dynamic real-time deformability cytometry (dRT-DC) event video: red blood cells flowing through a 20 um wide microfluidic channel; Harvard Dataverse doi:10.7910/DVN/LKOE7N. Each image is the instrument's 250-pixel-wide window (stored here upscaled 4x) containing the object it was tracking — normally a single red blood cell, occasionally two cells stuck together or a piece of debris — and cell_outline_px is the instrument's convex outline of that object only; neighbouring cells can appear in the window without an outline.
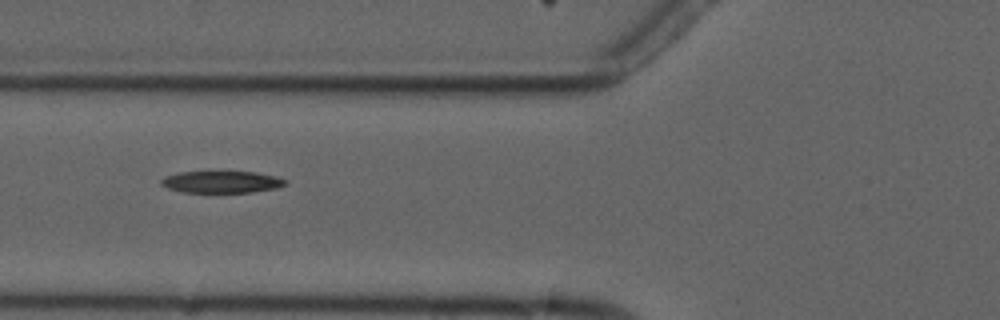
{"species": "common noctule bat (a hibernating species)", "species_latin": "Nyctalus noctula", "temperature_condition": "cold", "stored_images_in_passage": 7, "camera_frame_rate_fps": 3000, "um_per_image_px": 0.085, "animal": {"sex": "male", "forearm_length_mm": 52.5}, "frame": {"image": 1, "passage_image": 5, "time_ms": 5.667, "image_size_px": [1000, 320], "cell_outline_px": [[288, 184], [276, 188], [252, 192], [184, 192], [168, 188], [160, 184], [160, 180], [164, 176], [180, 172], [256, 172], [276, 176], [288, 180]], "centroid_in_image_um": [18.86, 15.46], "position_along_channel_um": 106.9, "area_um2": 15.84}}
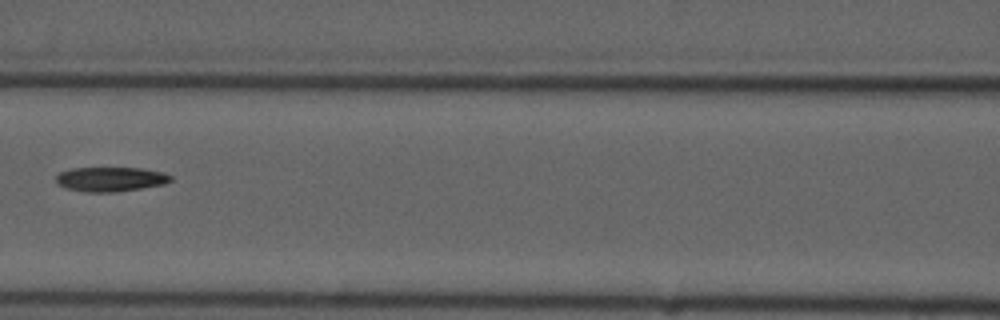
{"frame": {"image": 2, "passage_image": 6, "time_ms": 7.0, "image_size_px": [1000, 320], "cell_outline_px": [[172, 180], [164, 184], [116, 192], [84, 192], [64, 188], [56, 180], [56, 176], [60, 172], [72, 168], [140, 168], [164, 172], [172, 176]], "centroid_in_image_um": [9.4, 15.23], "position_along_channel_um": 157.2, "area_um2": 16.36}}
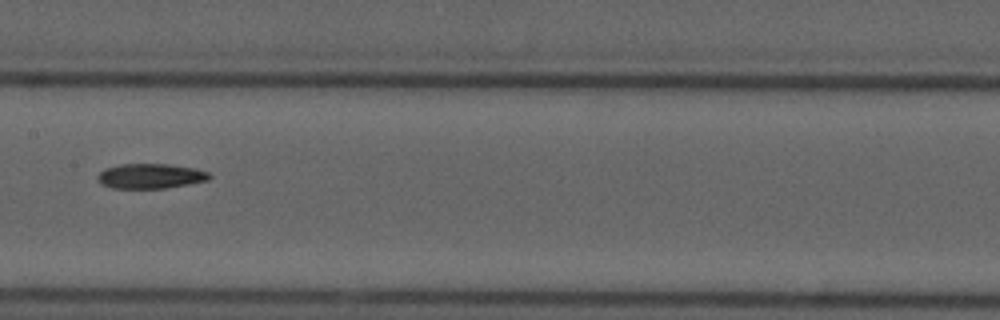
{"frame": {"image": 3, "passage_image": 7, "time_ms": 8.0, "image_size_px": [1000, 320], "cell_outline_px": [[212, 176], [208, 180], [188, 184], [164, 188], [112, 188], [100, 184], [96, 180], [96, 176], [104, 168], [120, 164], [168, 164], [196, 168], [208, 172]], "centroid_in_image_um": [12.75, 14.96], "position_along_channel_um": 194.6, "area_um2": 16.36}}